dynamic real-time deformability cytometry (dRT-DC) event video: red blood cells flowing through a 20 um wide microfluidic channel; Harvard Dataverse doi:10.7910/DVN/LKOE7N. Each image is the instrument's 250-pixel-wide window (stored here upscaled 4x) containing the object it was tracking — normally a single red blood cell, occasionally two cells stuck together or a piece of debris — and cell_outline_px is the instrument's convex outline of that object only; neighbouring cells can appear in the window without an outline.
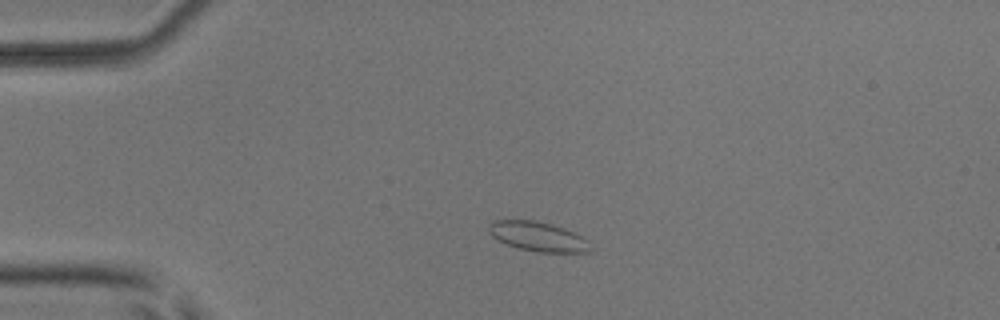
{"species": "common noctule bat (a hibernating species)", "species_latin": "Nyctalus noctula", "temperature_condition": "room temperature", "stored_images_in_passage": 4, "camera_frame_rate_fps": 3000, "um_per_image_px": 0.085, "animal": {"sex": "male", "body_mass_g": 17.9, "forearm_length_mm": 54.2}, "frame": {"image": 1, "passage_image": 3, "time_ms": 2.333, "image_size_px": [1000, 320], "cell_outline_px": [[592, 248], [588, 252], [536, 252], [520, 248], [508, 244], [492, 236], [488, 232], [488, 224], [496, 220], [536, 220], [552, 224], [564, 228], [588, 240]], "centroid_in_image_um": [45.73, 20.1], "position_along_channel_um": 39.3, "area_um2": 17.34}}